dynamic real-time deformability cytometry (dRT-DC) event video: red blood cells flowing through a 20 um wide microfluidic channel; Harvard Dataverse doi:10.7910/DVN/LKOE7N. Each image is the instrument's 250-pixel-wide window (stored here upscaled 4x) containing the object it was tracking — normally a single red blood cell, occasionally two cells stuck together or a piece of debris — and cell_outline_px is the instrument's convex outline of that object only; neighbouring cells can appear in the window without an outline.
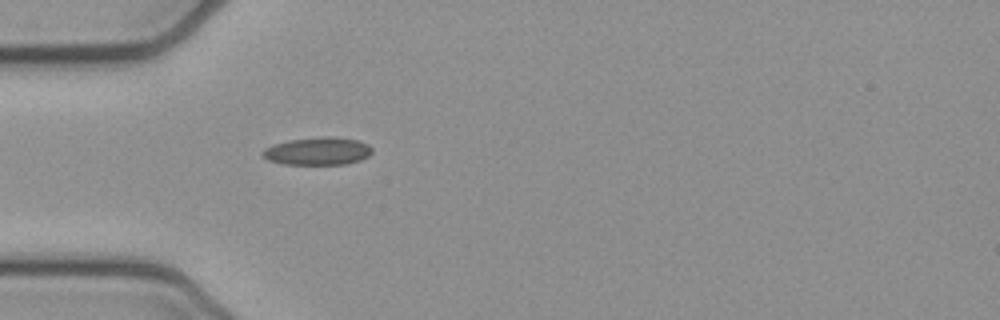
{"species": "common noctule bat (a hibernating species)", "species_latin": "Nyctalus noctula", "temperature_condition": "cold", "stored_images_in_passage": 37, "camera_frame_rate_fps": 3000, "um_per_image_px": 0.085, "animal": {"sex": "female", "body_mass_g": 21.9}, "frame": {"image": 1, "passage_image": 1, "time_ms": 0.0, "image_size_px": [1000, 320], "cell_outline_px": [[372, 152], [368, 156], [360, 160], [344, 164], [284, 164], [268, 160], [260, 156], [260, 152], [264, 148], [272, 144], [288, 140], [324, 136], [356, 140], [368, 144], [372, 148]], "centroid_in_image_um": [26.94, 12.85], "position_along_channel_um": 58.1, "area_um2": 17.74}}
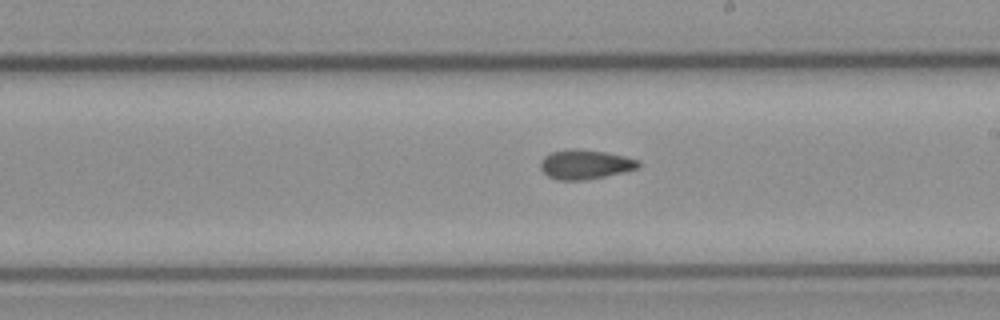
{"frame": {"image": 2, "passage_image": 15, "time_ms": 4.667, "image_size_px": [1000, 320], "cell_outline_px": [[640, 164], [636, 168], [624, 172], [584, 180], [556, 180], [548, 176], [540, 168], [540, 160], [544, 156], [552, 152], [572, 148], [576, 148], [604, 152], [624, 156], [640, 160]], "centroid_in_image_um": [49.71, 13.97], "position_along_channel_um": 239.3, "area_um2": 16.76}}
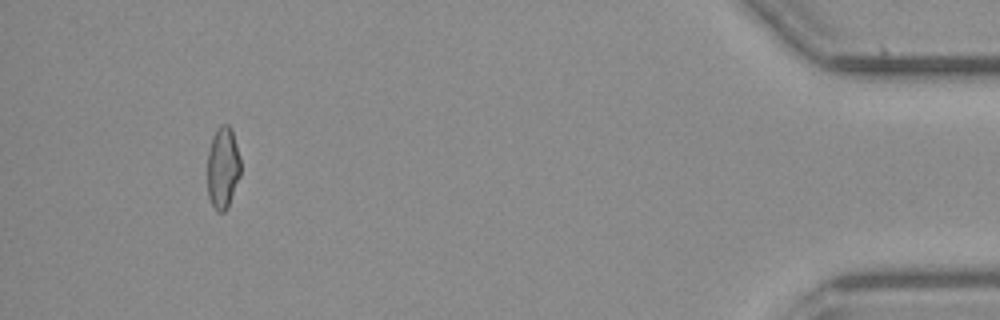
{"frame": {"image": 3, "passage_image": 34, "time_ms": 11.0, "image_size_px": [1000, 320], "cell_outline_px": [[240, 176], [228, 208], [224, 212], [216, 212], [208, 196], [208, 152], [212, 136], [216, 128], [220, 124], [228, 124], [232, 128], [240, 160]], "centroid_in_image_um": [18.94, 14.25], "position_along_channel_um": 416.3, "area_um2": 16.01}, "authors_computed_cell_mechanics": {"area_um2": 16.5308, "velocity_mm_per_s": 3.9488, "shape_relaxation_time_tau1_ms": null, "shape_relaxation_time_tau2_ms": 5.8768, "deformation_change_tau1": null, "deformation_change_tau2": 0.1135}}